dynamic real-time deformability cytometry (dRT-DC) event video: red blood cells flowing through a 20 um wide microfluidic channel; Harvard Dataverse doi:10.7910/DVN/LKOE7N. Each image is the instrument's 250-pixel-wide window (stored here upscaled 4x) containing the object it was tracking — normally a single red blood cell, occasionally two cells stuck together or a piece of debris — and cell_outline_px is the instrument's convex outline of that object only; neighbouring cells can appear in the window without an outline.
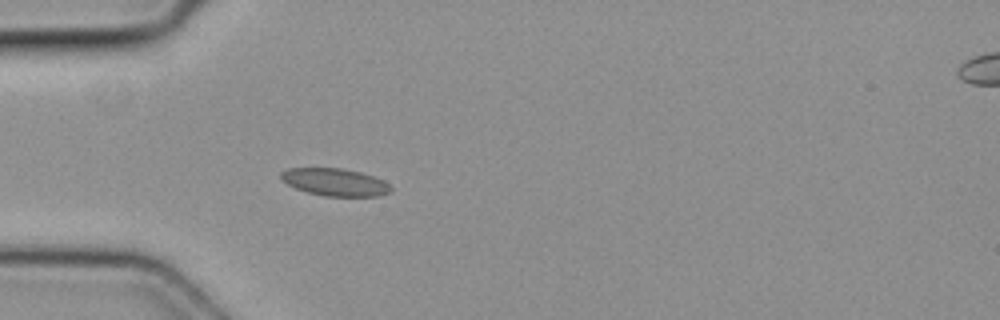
{"species": "common noctule bat (a hibernating species)", "species_latin": "Nyctalus noctula", "temperature_condition": "cold", "stored_images_in_passage": 1, "camera_frame_rate_fps": 3000, "um_per_image_px": 0.085, "animal": {"sex": "female", "body_mass_g": 19.3, "forearm_length_mm": 54.1}, "frame": {"image": 1, "passage_image": 1, "time_ms": 0.0, "image_size_px": [1000, 320], "cell_outline_px": [[392, 192], [380, 196], [324, 196], [308, 192], [296, 188], [280, 180], [280, 172], [288, 168], [340, 168], [360, 172], [384, 180], [392, 188]], "centroid_in_image_um": [28.47, 15.48], "position_along_channel_um": 56.5, "area_um2": 17.63}}